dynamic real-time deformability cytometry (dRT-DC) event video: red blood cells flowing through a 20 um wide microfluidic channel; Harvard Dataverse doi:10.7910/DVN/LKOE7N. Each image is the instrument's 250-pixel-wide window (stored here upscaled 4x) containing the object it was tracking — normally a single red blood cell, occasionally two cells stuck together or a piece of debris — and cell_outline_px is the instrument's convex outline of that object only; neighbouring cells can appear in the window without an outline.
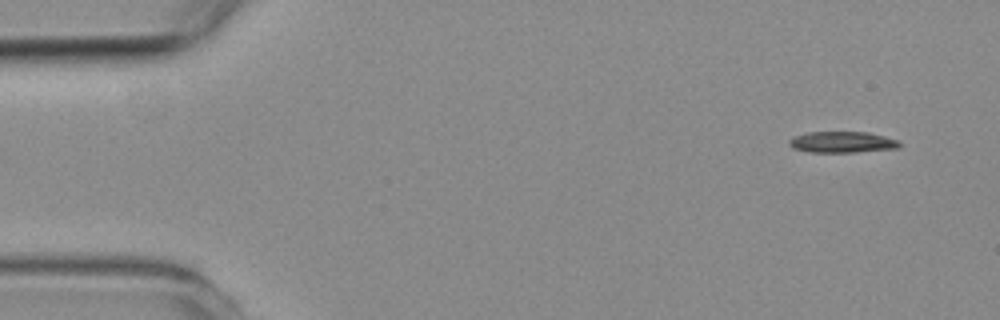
{"species": "common noctule bat (a hibernating species)", "species_latin": "Nyctalus noctula", "temperature_condition": "room temperature", "stored_images_in_passage": 5, "camera_frame_rate_fps": 3000, "um_per_image_px": 0.085, "animal": {"sex": "female", "body_mass_g": 19.3, "forearm_length_mm": 54.1}, "frame": {"image": 1, "passage_image": 1, "time_ms": 0.0, "image_size_px": [1000, 320], "cell_outline_px": [[900, 148], [856, 152], [808, 152], [792, 148], [788, 144], [788, 140], [796, 136], [808, 132], [868, 132], [900, 140]], "centroid_in_image_um": [71.6, 12.08], "position_along_channel_um": 13.4, "area_um2": 13.7}}
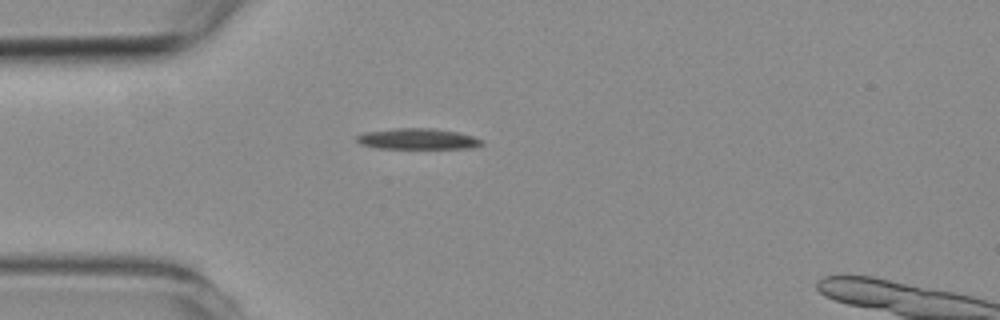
{"frame": {"image": 2, "passage_image": 5, "time_ms": 4.667, "image_size_px": [1000, 320], "cell_outline_px": [[484, 144], [476, 148], [376, 148], [360, 144], [356, 140], [356, 136], [364, 132], [392, 128], [432, 128], [460, 132], [484, 140]], "centroid_in_image_um": [35.53, 11.8], "position_along_channel_um": 49.5, "area_um2": 15.43}}